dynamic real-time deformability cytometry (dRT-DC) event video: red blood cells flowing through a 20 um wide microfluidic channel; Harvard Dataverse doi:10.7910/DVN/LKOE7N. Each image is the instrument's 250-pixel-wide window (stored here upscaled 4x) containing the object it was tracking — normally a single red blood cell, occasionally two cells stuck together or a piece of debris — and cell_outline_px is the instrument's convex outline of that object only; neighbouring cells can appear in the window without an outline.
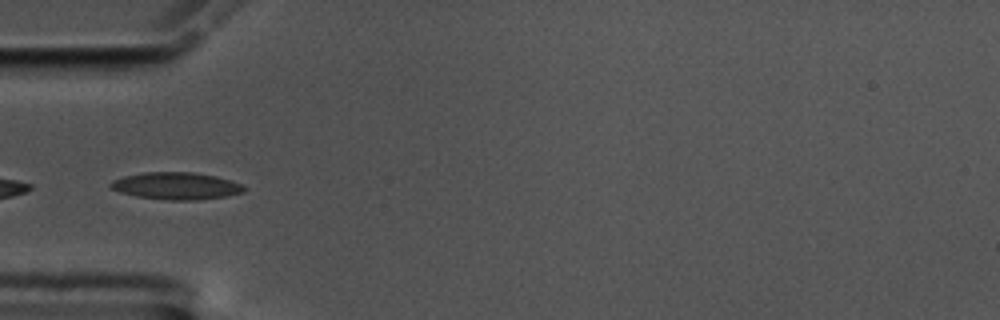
{"species": "common noctule bat (a hibernating species)", "species_latin": "Nyctalus noctula", "temperature_condition": "cold", "stored_images_in_passage": 36, "camera_frame_rate_fps": 3000, "um_per_image_px": 0.085, "animal": {"sex": "male", "body_mass_g": 17.5, "forearm_length_mm": 52.3}, "frame": {"image": 1, "passage_image": 1, "time_ms": 0.0, "image_size_px": [1000, 320], "cell_outline_px": [[248, 188], [244, 192], [228, 196], [196, 200], [168, 200], [136, 196], [120, 192], [112, 188], [108, 184], [112, 180], [124, 176], [144, 172], [192, 172], [216, 176], [240, 184]], "centroid_in_image_um": [14.98, 15.8], "position_along_channel_um": 70.0, "area_um2": 21.1}}
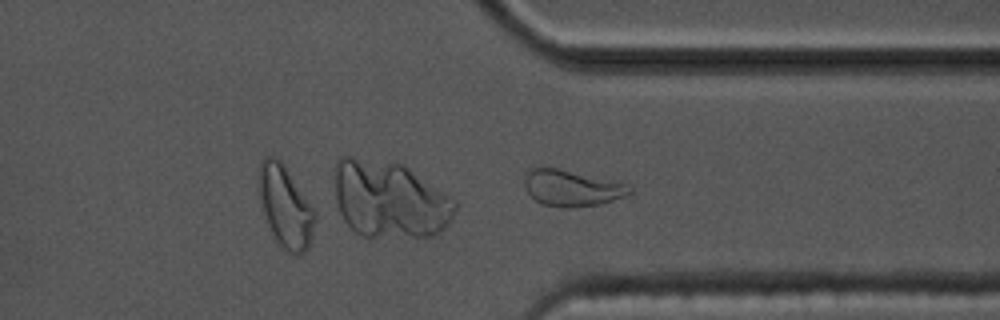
{"frame": {"image": 2, "passage_image": 26, "time_ms": 8.333, "image_size_px": [1000, 320], "cell_outline_px": [[632, 192], [624, 196], [600, 204], [568, 208], [564, 208], [544, 204], [536, 200], [528, 192], [524, 184], [524, 180], [532, 164], [556, 168], [624, 184], [632, 188]], "centroid_in_image_um": [48.52, 15.97], "position_along_channel_um": 362.9, "area_um2": 21.79}, "authors_computed_cell_mechanics": {"area_um2": 19.7387, "velocity_mm_per_s": 3.5126, "shape_relaxation_time_tau1_ms": 4.1037, "shape_relaxation_time_tau2_ms": 3.1536, "deformation_change_tau1": 0.1499, "deformation_change_tau2": 0.088}}